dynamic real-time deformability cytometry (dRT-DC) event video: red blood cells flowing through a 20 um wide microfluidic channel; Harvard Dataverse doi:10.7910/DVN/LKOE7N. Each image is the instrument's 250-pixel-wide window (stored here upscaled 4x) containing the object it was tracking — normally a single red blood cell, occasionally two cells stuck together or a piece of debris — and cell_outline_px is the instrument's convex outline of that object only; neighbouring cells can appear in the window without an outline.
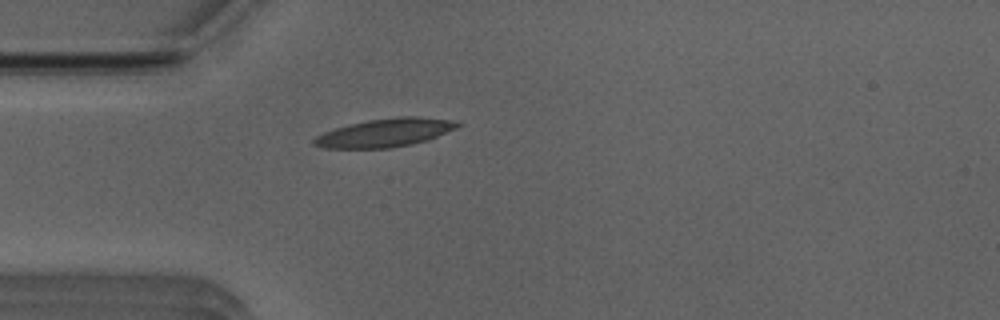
{"species": "Egyptian fruit bat (a non-hibernating species)", "species_latin": "Rousettus aegyptiacus", "temperature_condition": "room temperature", "stored_images_in_passage": 35, "camera_frame_rate_fps": 3000, "um_per_image_px": 0.085, "animal": {"sex": "male"}, "frame": {"image": 1, "passage_image": 1, "time_ms": 0.0, "image_size_px": [1000, 320], "cell_outline_px": [[464, 124], [456, 128], [428, 140], [412, 144], [392, 148], [324, 148], [312, 144], [312, 140], [316, 136], [324, 132], [348, 124], [368, 120], [400, 116], [416, 116], [452, 120]], "centroid_in_image_um": [32.73, 11.28], "position_along_channel_um": 52.3, "area_um2": 23.76}}
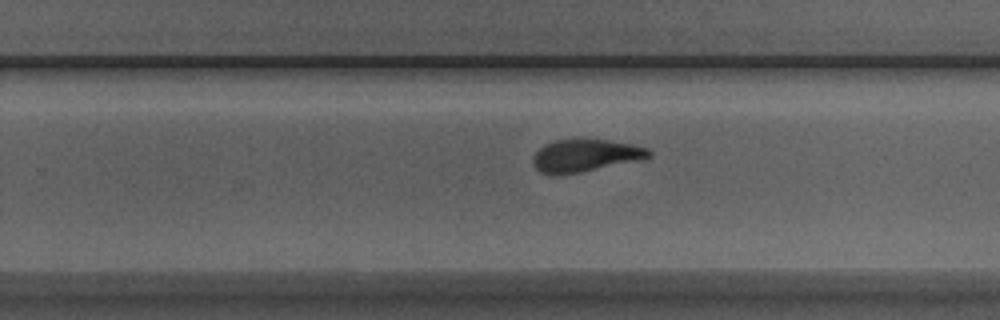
{"frame": {"image": 2, "passage_image": 19, "time_ms": 6.0, "image_size_px": [1000, 320], "cell_outline_px": [[652, 156], [644, 160], [580, 172], [556, 176], [548, 176], [540, 172], [532, 164], [532, 156], [544, 144], [556, 140], [608, 140], [632, 144], [648, 148], [652, 152]], "centroid_in_image_um": [49.75, 13.25], "position_along_channel_um": 280.0, "area_um2": 22.25}}
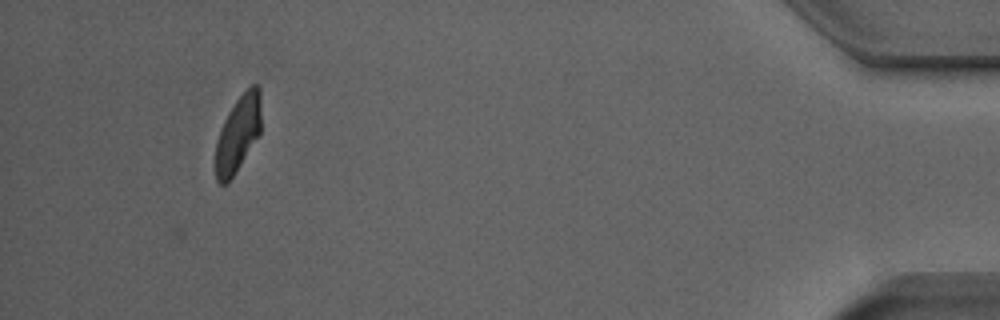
{"frame": {"image": 3, "passage_image": 35, "time_ms": 11.333, "image_size_px": [1000, 320], "cell_outline_px": [[260, 132], [232, 176], [224, 184], [220, 184], [216, 180], [216, 140], [220, 128], [228, 112], [236, 100], [252, 84], [256, 84], [260, 88]], "centroid_in_image_um": [20.21, 11.33], "position_along_channel_um": 415.0, "area_um2": 19.65}, "authors_computed_cell_mechanics": {"area_um2": 22.253, "velocity_mm_per_s": 3.9119, "shape_relaxation_time_tau1_ms": 5.51, "shape_relaxation_time_tau2_ms": 1.5274, "deformation_change_tau1": 0.2081, "deformation_change_tau2": 0.0965}}